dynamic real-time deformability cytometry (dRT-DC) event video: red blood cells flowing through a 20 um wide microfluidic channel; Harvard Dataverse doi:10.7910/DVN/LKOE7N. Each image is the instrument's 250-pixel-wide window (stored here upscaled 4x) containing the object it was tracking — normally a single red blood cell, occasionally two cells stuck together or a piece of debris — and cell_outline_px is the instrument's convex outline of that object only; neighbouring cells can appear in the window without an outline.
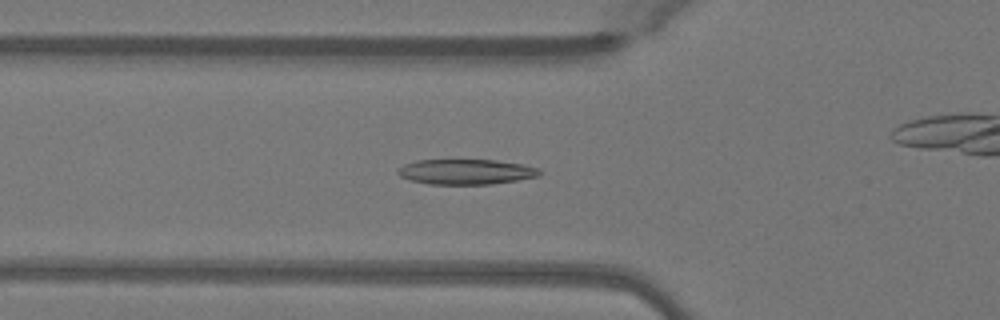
{"species": "Egyptian fruit bat (a non-hibernating species)", "species_latin": "Rousettus aegyptiacus", "temperature_condition": "warm", "stored_images_in_passage": 41, "camera_frame_rate_fps": 3000, "um_per_image_px": 0.085, "animal": {"sex": "female"}, "frame": {"image": 1, "passage_image": 11, "time_ms": 3.333, "image_size_px": [1000, 320], "cell_outline_px": [[544, 172], [540, 176], [492, 184], [428, 184], [412, 180], [400, 176], [396, 172], [404, 164], [416, 160], [496, 160], [524, 164], [540, 168]], "centroid_in_image_um": [39.67, 14.59], "position_along_channel_um": 86.1, "area_um2": 20.92}}
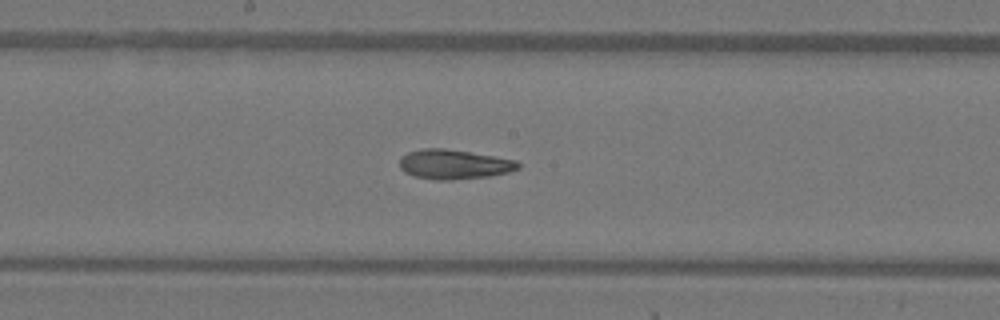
{"frame": {"image": 2, "passage_image": 20, "time_ms": 6.333, "image_size_px": [1000, 320], "cell_outline_px": [[520, 168], [508, 172], [488, 176], [452, 180], [436, 180], [412, 176], [404, 172], [400, 168], [400, 156], [408, 152], [420, 148], [444, 148], [516, 160], [520, 164]], "centroid_in_image_um": [38.53, 13.97], "position_along_channel_um": 209.7, "area_um2": 20.46}}
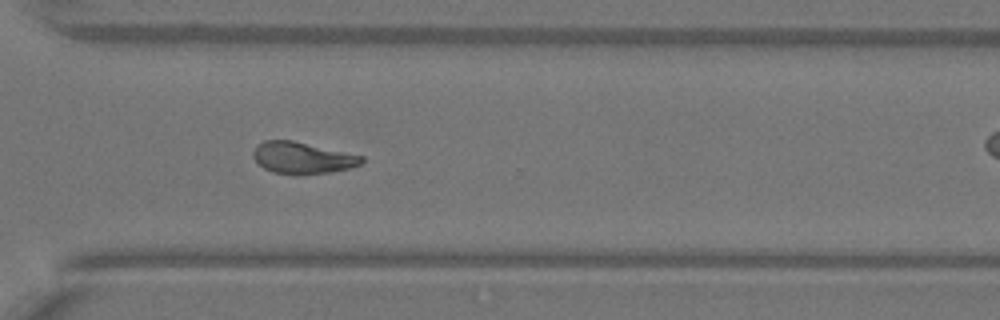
{"frame": {"image": 3, "passage_image": 30, "time_ms": 9.667, "image_size_px": [1000, 320], "cell_outline_px": [[364, 160], [360, 164], [352, 168], [328, 172], [272, 172], [264, 168], [252, 156], [252, 152], [256, 144], [264, 140], [292, 140], [364, 156]], "centroid_in_image_um": [25.7, 13.37], "position_along_channel_um": 344.9, "area_um2": 19.42}, "authors_computed_cell_mechanics": {"area_um2": 20.3456, "velocity_mm_per_s": 4.0776, "shape_relaxation_time_tau1_ms": 6.8124, "shape_relaxation_time_tau2_ms": 3.4331, "deformation_change_tau1": 0.2176, "deformation_change_tau2": 0.1026}}